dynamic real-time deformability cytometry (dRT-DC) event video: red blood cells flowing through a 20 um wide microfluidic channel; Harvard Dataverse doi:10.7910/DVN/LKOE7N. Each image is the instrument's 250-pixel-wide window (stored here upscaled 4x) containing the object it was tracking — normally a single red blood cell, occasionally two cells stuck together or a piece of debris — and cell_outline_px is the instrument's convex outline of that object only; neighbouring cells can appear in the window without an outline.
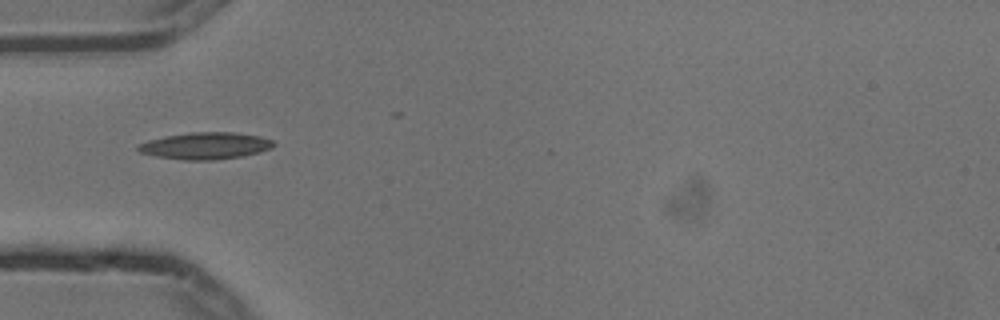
{"species": "common noctule bat (a hibernating species)", "species_latin": "Nyctalus noctula", "temperature_condition": "cold", "stored_images_in_passage": 3, "camera_frame_rate_fps": 3000, "um_per_image_px": 0.085, "animal": {"sex": "male", "body_mass_g": 13.3}, "frame": {"image": 1, "passage_image": 1, "time_ms": 0.0, "image_size_px": [1000, 320], "cell_outline_px": [[276, 144], [272, 148], [260, 152], [240, 156], [216, 160], [184, 160], [156, 156], [140, 152], [136, 148], [136, 144], [148, 140], [164, 136], [192, 132], [236, 132], [260, 136], [272, 140]], "centroid_in_image_um": [17.45, 12.38], "position_along_channel_um": 67.5, "area_um2": 21.33}}
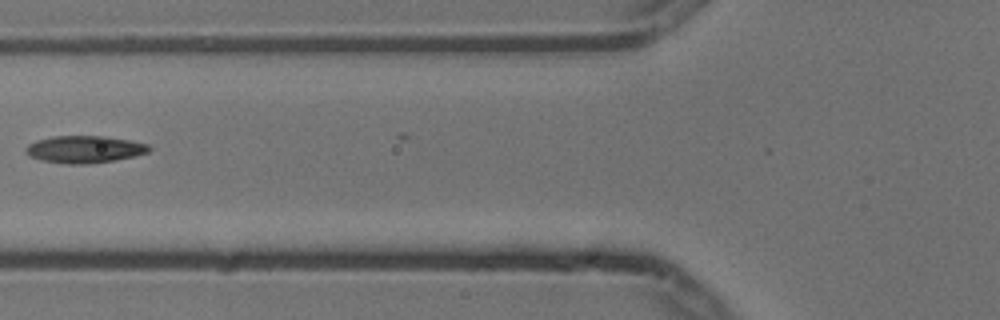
{"frame": {"image": 2, "passage_image": 2, "time_ms": 0.333, "image_size_px": [1000, 320], "cell_outline_px": [[152, 148], [148, 152], [116, 160], [88, 164], [68, 164], [40, 160], [28, 156], [24, 152], [24, 148], [28, 144], [36, 140], [52, 136], [104, 136], [128, 140], [148, 144]], "centroid_in_image_um": [7.13, 12.69], "position_along_channel_um": 118.7, "area_um2": 19.65}}
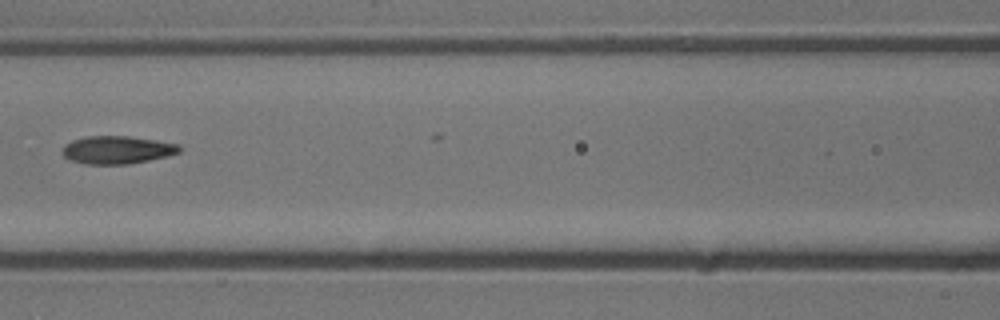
{"frame": {"image": 3, "passage_image": 3, "time_ms": 0.667, "image_size_px": [1000, 320], "cell_outline_px": [[180, 152], [148, 160], [128, 164], [84, 164], [68, 160], [60, 152], [64, 144], [72, 140], [88, 136], [128, 136], [180, 144]], "centroid_in_image_um": [9.88, 12.74], "position_along_channel_um": 156.7, "area_um2": 19.02}}